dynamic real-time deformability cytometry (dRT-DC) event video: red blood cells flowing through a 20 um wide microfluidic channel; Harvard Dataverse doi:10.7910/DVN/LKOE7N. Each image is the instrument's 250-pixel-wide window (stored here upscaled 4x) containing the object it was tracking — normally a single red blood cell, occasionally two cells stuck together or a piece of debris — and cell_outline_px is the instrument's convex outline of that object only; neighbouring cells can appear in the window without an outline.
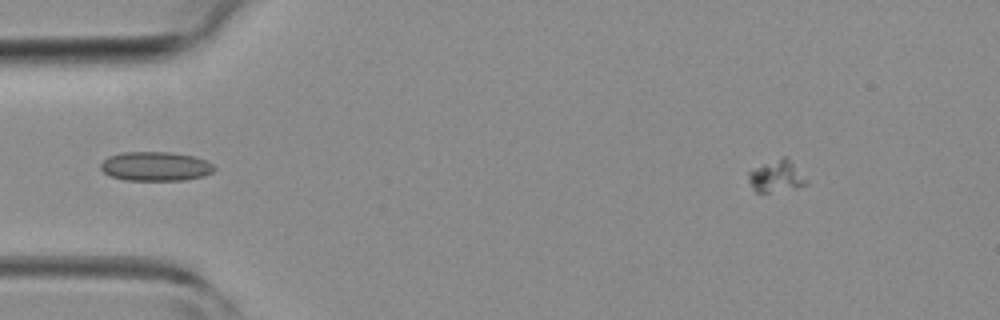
{"species": "common noctule bat (a hibernating species)", "species_latin": "Nyctalus noctula", "temperature_condition": "room temperature", "stored_images_in_passage": 3, "camera_frame_rate_fps": 3000, "um_per_image_px": 0.085, "animal": {"sex": "female", "body_mass_g": 19.3, "forearm_length_mm": 54.1}, "frame": {"image": 1, "passage_image": 3, "time_ms": 2.333, "image_size_px": [1000, 320], "cell_outline_px": [[808, 184], [796, 188], [768, 192], [756, 192], [752, 188], [748, 180], [748, 172], [764, 164], [784, 156], [788, 156]], "centroid_in_image_um": [65.97, 14.99], "position_along_channel_um": 19.0, "area_um2": 10.4}}